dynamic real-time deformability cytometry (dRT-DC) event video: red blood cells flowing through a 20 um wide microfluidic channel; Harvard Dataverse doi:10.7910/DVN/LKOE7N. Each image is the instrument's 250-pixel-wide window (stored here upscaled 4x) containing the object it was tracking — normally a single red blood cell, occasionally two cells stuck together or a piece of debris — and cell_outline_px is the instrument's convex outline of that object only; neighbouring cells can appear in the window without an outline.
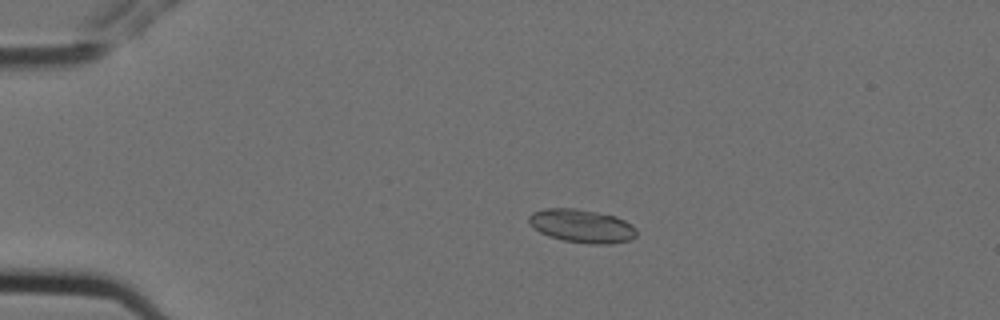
{"species": "Egyptian fruit bat (a non-hibernating species)", "species_latin": "Rousettus aegyptiacus", "temperature_condition": "cold", "stored_images_in_passage": 13, "camera_frame_rate_fps": 3000, "um_per_image_px": 0.085, "animal": {"sex": "female"}, "frame": {"image": 1, "passage_image": 3, "time_ms": 0.667, "image_size_px": [1000, 320], "cell_outline_px": [[636, 236], [632, 240], [612, 244], [588, 244], [564, 240], [548, 236], [540, 232], [528, 220], [528, 216], [532, 212], [544, 208], [572, 208], [596, 212], [616, 216], [632, 224], [636, 228]], "centroid_in_image_um": [49.49, 19.21], "position_along_channel_um": 35.5, "area_um2": 20.98}}
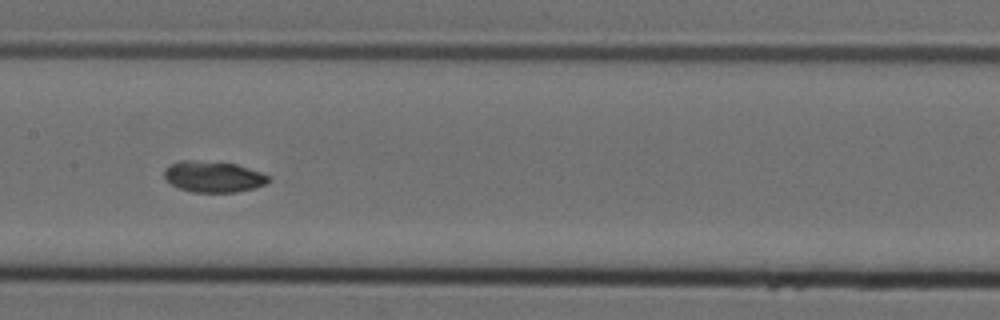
{"frame": {"image": 2, "passage_image": 7, "time_ms": 2.0, "image_size_px": [1000, 320], "cell_outline_px": [[272, 180], [264, 184], [252, 188], [236, 192], [192, 192], [180, 188], [172, 184], [164, 176], [164, 168], [180, 160], [192, 160], [236, 164], [272, 176]], "centroid_in_image_um": [18.15, 15.02], "position_along_channel_um": 189.3, "area_um2": 18.73}}
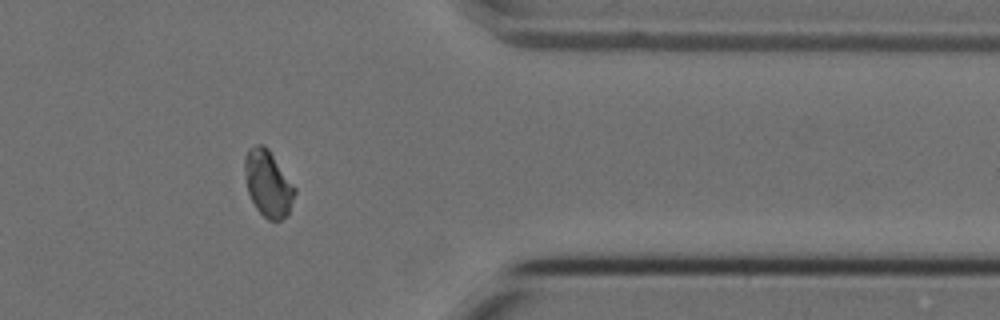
{"frame": {"image": 3, "passage_image": 12, "time_ms": 3.667, "image_size_px": [1000, 320], "cell_outline_px": [[296, 192], [288, 216], [280, 220], [268, 220], [256, 208], [248, 192], [244, 168], [244, 156], [248, 148], [256, 144], [264, 144], [268, 148], [296, 188]], "centroid_in_image_um": [22.79, 15.59], "position_along_channel_um": 388.6, "area_um2": 19.42}}